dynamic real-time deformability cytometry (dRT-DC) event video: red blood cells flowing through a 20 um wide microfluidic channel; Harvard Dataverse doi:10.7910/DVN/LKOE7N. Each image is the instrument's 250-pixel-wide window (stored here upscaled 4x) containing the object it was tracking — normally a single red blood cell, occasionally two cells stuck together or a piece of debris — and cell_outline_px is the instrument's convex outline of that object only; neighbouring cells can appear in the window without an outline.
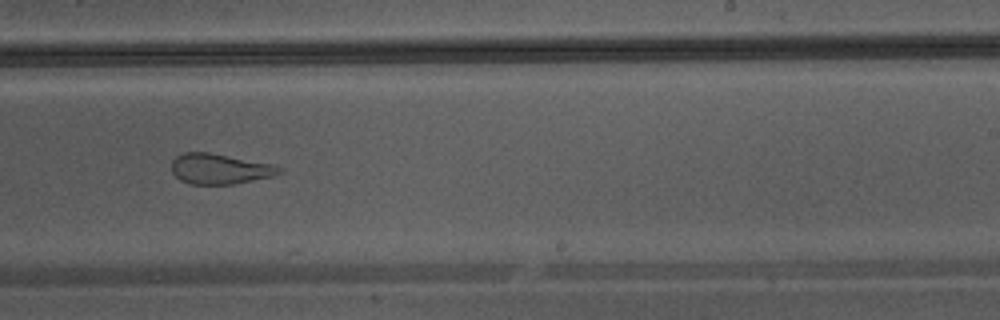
{"species": "Egyptian fruit bat (a non-hibernating species)", "species_latin": "Rousettus aegyptiacus", "temperature_condition": "warm", "stored_images_in_passage": 33, "camera_frame_rate_fps": 3000, "um_per_image_px": 0.085, "animal": {"sex": "male"}, "frame": {"image": 1, "passage_image": 15, "time_ms": 4.667, "image_size_px": [1000, 320], "cell_outline_px": [[284, 172], [272, 176], [232, 184], [188, 184], [180, 180], [172, 172], [172, 160], [176, 156], [184, 152], [208, 152], [272, 164], [284, 168]], "centroid_in_image_um": [18.67, 14.35], "position_along_channel_um": 270.3, "area_um2": 19.02}}
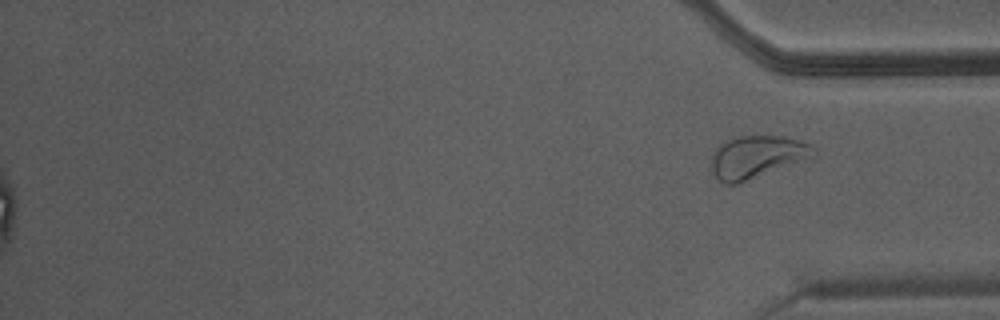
{"frame": {"image": 2, "passage_image": 33, "time_ms": 10.667, "image_size_px": [1000, 320], "cell_outline_px": [[816, 156], [736, 184], [724, 184], [712, 172], [712, 156], [716, 148], [724, 140], [740, 136], [784, 136], [800, 140], [816, 148]], "centroid_in_image_um": [64.34, 13.32], "position_along_channel_um": 370.9, "area_um2": 25.14}}